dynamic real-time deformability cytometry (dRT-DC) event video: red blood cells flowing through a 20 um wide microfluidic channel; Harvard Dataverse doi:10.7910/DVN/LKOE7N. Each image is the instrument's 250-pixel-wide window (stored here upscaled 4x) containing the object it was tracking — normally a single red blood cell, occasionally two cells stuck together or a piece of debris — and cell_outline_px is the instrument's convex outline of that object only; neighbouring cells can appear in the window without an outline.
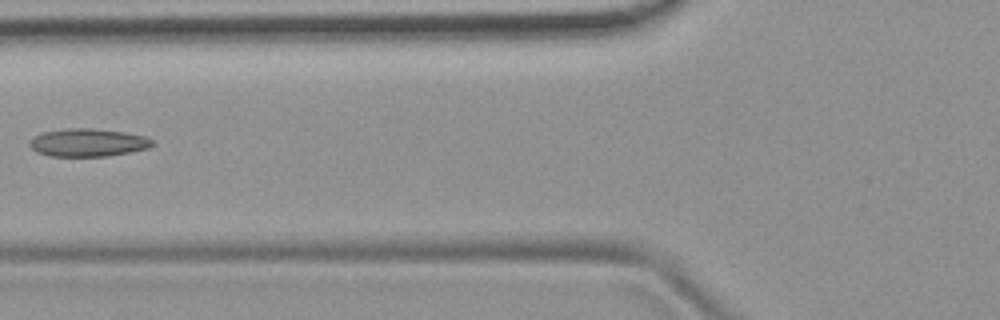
{"species": "common noctule bat (a hibernating species)", "species_latin": "Nyctalus noctula", "temperature_condition": "room temperature", "stored_images_in_passage": 4, "camera_frame_rate_fps": 3000, "um_per_image_px": 0.085, "animal": {"sex": "female", "body_mass_g": 19.9}, "frame": {"image": 1, "passage_image": 4, "time_ms": 4.0, "image_size_px": [1000, 320], "cell_outline_px": [[156, 144], [148, 148], [132, 152], [108, 156], [48, 156], [36, 152], [28, 144], [36, 136], [44, 132], [68, 128], [92, 128], [124, 132], [144, 136], [152, 140]], "centroid_in_image_um": [7.51, 12.13], "position_along_channel_um": 118.3, "area_um2": 19.94}}